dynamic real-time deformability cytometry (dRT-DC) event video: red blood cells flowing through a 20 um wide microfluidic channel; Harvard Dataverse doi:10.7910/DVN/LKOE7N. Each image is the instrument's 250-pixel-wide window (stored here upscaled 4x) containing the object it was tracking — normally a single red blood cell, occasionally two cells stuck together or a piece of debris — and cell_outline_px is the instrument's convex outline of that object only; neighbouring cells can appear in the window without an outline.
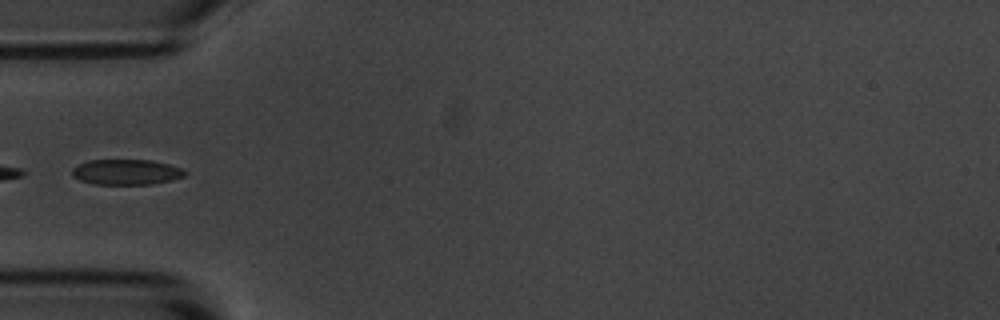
{"species": "common noctule bat (a hibernating species)", "species_latin": "Nyctalus noctula", "temperature_condition": "room temperature", "stored_images_in_passage": 5, "camera_frame_rate_fps": 3000, "um_per_image_px": 0.085, "animal": {"sex": "male", "body_mass_g": 20.1, "forearm_length_mm": 53.5}, "frame": {"image": 1, "passage_image": 2, "time_ms": 1.0, "image_size_px": [1000, 320], "cell_outline_px": [[188, 172], [184, 176], [172, 180], [152, 184], [92, 184], [80, 180], [72, 176], [72, 168], [88, 160], [148, 160], [168, 164], [180, 168]], "centroid_in_image_um": [10.72, 14.63], "position_along_channel_um": 74.3, "area_um2": 16.65}}
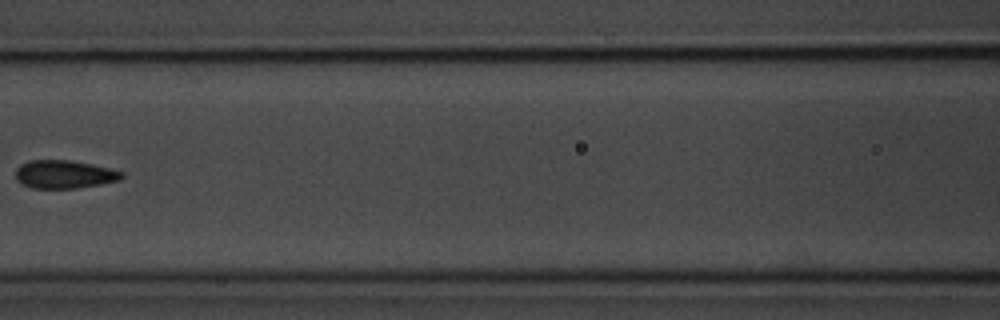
{"frame": {"image": 2, "passage_image": 4, "time_ms": 3.333, "image_size_px": [1000, 320], "cell_outline_px": [[124, 176], [120, 180], [100, 184], [76, 188], [32, 188], [16, 180], [16, 168], [20, 164], [28, 160], [72, 160], [92, 164], [124, 172]], "centroid_in_image_um": [5.46, 14.81], "position_along_channel_um": 161.1, "area_um2": 17.46}}
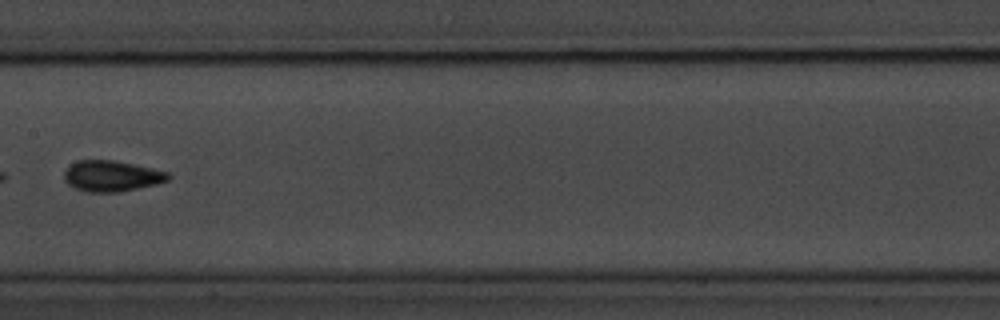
{"frame": {"image": 3, "passage_image": 5, "time_ms": 4.333, "image_size_px": [1000, 320], "cell_outline_px": [[172, 176], [168, 180], [156, 184], [120, 192], [84, 192], [68, 184], [64, 180], [64, 172], [68, 164], [76, 160], [112, 160], [132, 164], [168, 172]], "centroid_in_image_um": [9.44, 14.96], "position_along_channel_um": 198.0, "area_um2": 18.79}}